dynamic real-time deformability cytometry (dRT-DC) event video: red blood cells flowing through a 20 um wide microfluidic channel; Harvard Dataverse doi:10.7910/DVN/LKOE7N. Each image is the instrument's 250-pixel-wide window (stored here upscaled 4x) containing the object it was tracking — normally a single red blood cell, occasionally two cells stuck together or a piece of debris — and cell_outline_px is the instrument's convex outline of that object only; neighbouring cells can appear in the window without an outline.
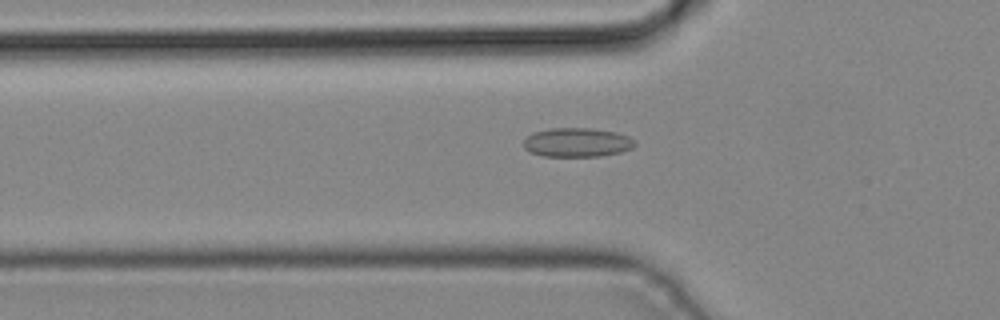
{"species": "common noctule bat (a hibernating species)", "species_latin": "Nyctalus noctula", "temperature_condition": "cold", "stored_images_in_passage": 44, "camera_frame_rate_fps": 3000, "um_per_image_px": 0.085, "animal": {"sex": "male", "body_mass_g": 19.2, "forearm_length_mm": 51.8}, "frame": {"image": 1, "passage_image": 15, "time_ms": 4.667, "image_size_px": [1000, 320], "cell_outline_px": [[636, 144], [632, 148], [620, 152], [600, 156], [544, 156], [528, 152], [524, 148], [524, 140], [528, 136], [536, 132], [552, 128], [592, 128], [616, 132], [628, 136], [636, 140]], "centroid_in_image_um": [49.07, 12.11], "position_along_channel_um": 76.7, "area_um2": 18.84}}
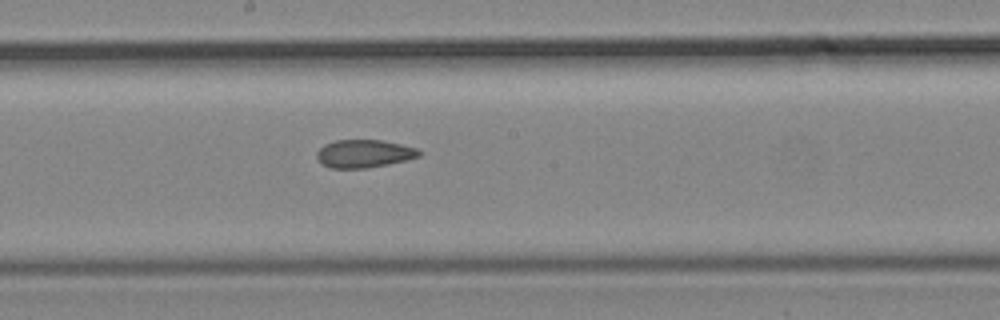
{"frame": {"image": 2, "passage_image": 24, "time_ms": 7.667, "image_size_px": [1000, 320], "cell_outline_px": [[420, 156], [388, 164], [364, 168], [328, 168], [320, 164], [316, 156], [316, 152], [324, 144], [336, 140], [380, 140], [400, 144], [416, 148], [420, 152]], "centroid_in_image_um": [30.87, 13.06], "position_along_channel_um": 217.3, "area_um2": 16.59}}
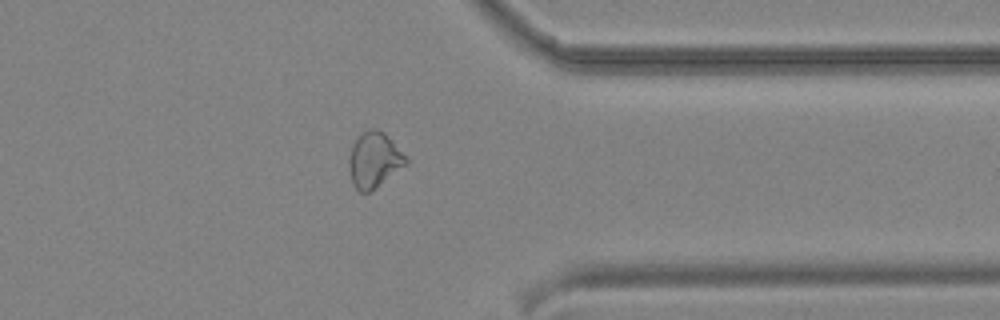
{"frame": {"image": 3, "passage_image": 35, "time_ms": 11.333, "image_size_px": [1000, 320], "cell_outline_px": [[408, 164], [368, 192], [360, 192], [352, 184], [348, 168], [348, 160], [352, 144], [356, 136], [360, 132], [368, 128], [376, 128], [384, 132], [408, 160]], "centroid_in_image_um": [31.75, 13.56], "position_along_channel_um": 379.6, "area_um2": 18.44}}